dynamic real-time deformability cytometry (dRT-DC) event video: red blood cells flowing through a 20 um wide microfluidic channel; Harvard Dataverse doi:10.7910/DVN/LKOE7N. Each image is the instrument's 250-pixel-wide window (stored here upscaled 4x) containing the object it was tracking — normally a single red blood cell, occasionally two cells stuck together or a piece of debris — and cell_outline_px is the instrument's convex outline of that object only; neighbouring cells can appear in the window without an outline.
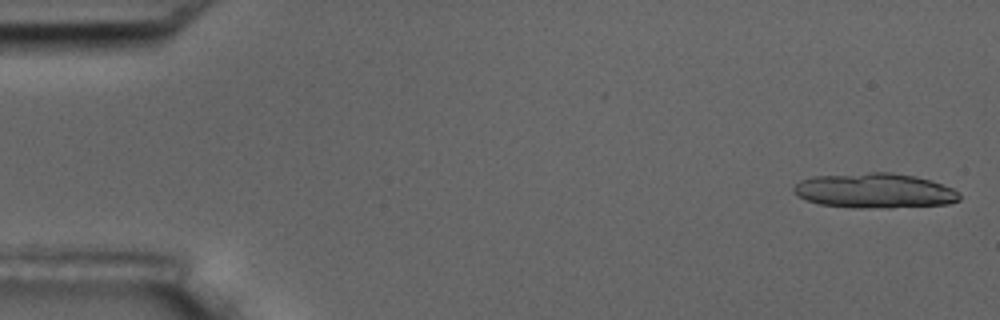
{"species": "common noctule bat (a hibernating species)", "species_latin": "Nyctalus noctula", "temperature_condition": "room temperature", "stored_images_in_passage": 5, "camera_frame_rate_fps": 3000, "um_per_image_px": 0.085, "animal": {"sex": "male", "body_mass_g": 17.5, "forearm_length_mm": 52.3}, "frame": {"image": 1, "passage_image": 1, "time_ms": 0.0, "image_size_px": [1000, 320], "cell_outline_px": [[960, 200], [948, 204], [892, 208], [852, 208], [820, 204], [796, 196], [792, 192], [792, 188], [800, 180], [812, 176], [868, 172], [892, 172], [916, 176], [952, 188], [960, 192]], "centroid_in_image_um": [74.31, 16.21], "position_along_channel_um": 10.7, "area_um2": 34.1}}